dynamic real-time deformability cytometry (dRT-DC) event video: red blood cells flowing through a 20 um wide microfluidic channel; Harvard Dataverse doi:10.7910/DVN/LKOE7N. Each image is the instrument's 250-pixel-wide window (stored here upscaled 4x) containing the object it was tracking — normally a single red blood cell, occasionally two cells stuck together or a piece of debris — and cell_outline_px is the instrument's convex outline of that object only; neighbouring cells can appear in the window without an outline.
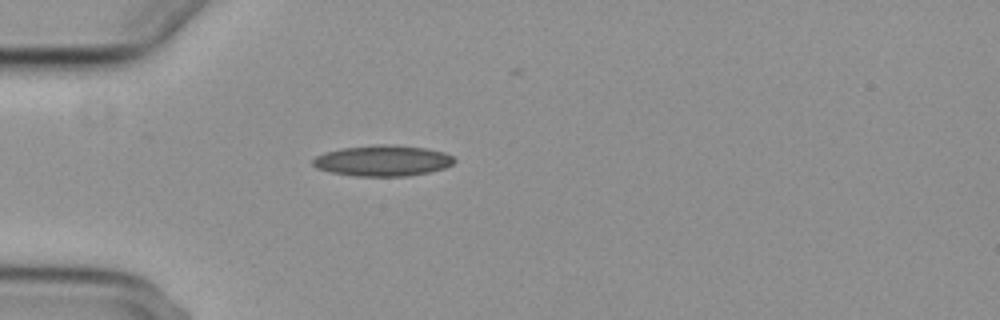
{"species": "common noctule bat (a hibernating species)", "species_latin": "Nyctalus noctula", "temperature_condition": "cold", "stored_images_in_passage": 41, "camera_frame_rate_fps": 3000, "um_per_image_px": 0.085, "animal": {"sex": "female", "body_mass_g": 29.2, "forearm_length_mm": 56.3}, "frame": {"image": 1, "passage_image": 1, "time_ms": 0.0, "image_size_px": [1000, 320], "cell_outline_px": [[456, 160], [452, 164], [444, 168], [428, 172], [404, 176], [356, 176], [328, 172], [316, 168], [312, 164], [312, 160], [316, 156], [324, 152], [344, 148], [376, 144], [392, 144], [428, 148], [444, 152], [452, 156]], "centroid_in_image_um": [32.51, 13.65], "position_along_channel_um": 52.5, "area_um2": 25.55}}
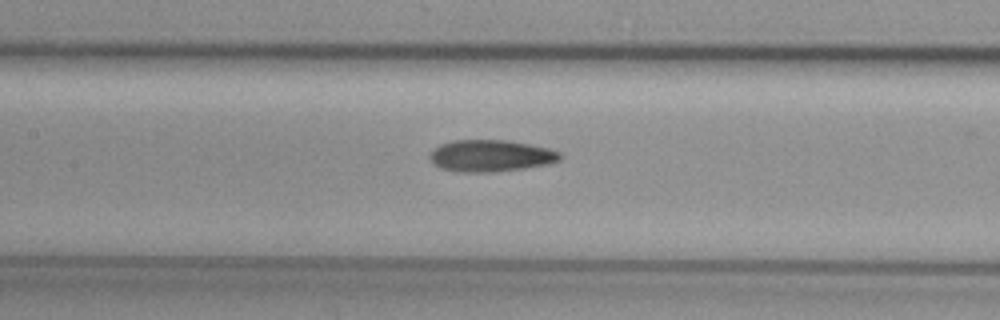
{"frame": {"image": 2, "passage_image": 11, "time_ms": 3.333, "image_size_px": [1000, 320], "cell_outline_px": [[564, 156], [560, 160], [548, 164], [492, 172], [460, 172], [440, 168], [428, 156], [440, 144], [452, 140], [508, 140], [548, 148], [560, 152]], "centroid_in_image_um": [41.73, 13.23], "position_along_channel_um": 165.7, "area_um2": 23.93}}
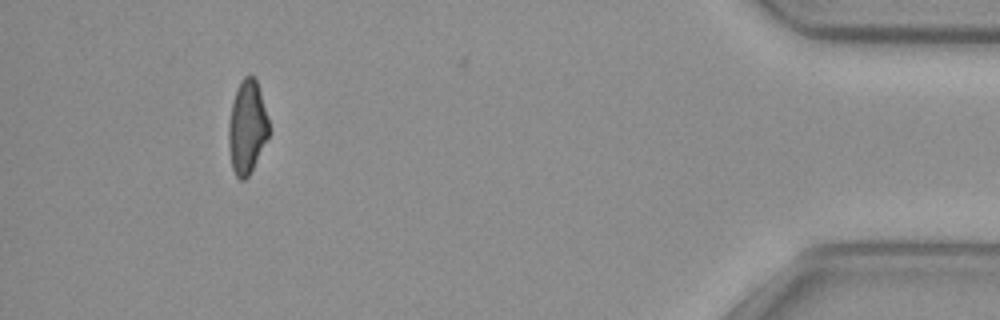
{"frame": {"image": 3, "passage_image": 36, "time_ms": 11.667, "image_size_px": [1000, 320], "cell_outline_px": [[268, 136], [248, 176], [244, 180], [240, 180], [236, 176], [232, 168], [228, 148], [228, 124], [232, 100], [236, 88], [240, 80], [244, 76], [256, 76], [268, 120]], "centroid_in_image_um": [20.96, 10.77], "position_along_channel_um": 414.2, "area_um2": 21.85}, "authors_computed_cell_mechanics": {"area_um2": 23.698, "velocity_mm_per_s": 3.7445, "shape_relaxation_time_tau1_ms": null, "shape_relaxation_time_tau2_ms": 4.739, "deformation_change_tau1": null, "deformation_change_tau2": 0.1376}}